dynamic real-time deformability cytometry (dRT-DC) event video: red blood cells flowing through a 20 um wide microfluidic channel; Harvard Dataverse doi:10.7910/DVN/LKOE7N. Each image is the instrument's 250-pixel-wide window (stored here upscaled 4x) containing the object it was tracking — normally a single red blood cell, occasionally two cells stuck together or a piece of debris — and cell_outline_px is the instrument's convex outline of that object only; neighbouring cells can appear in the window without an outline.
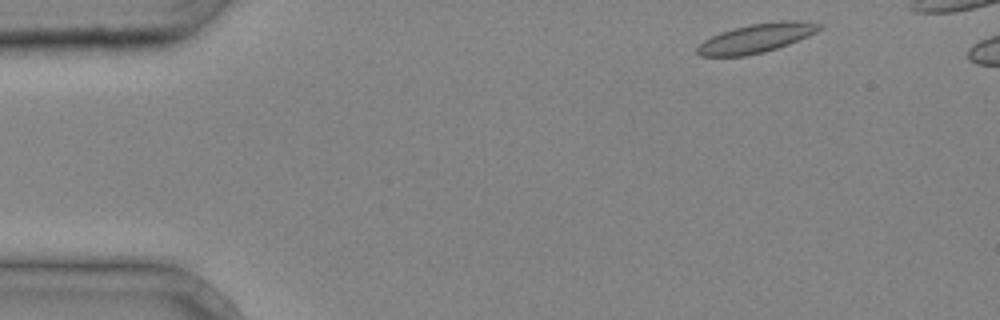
{"species": "common noctule bat (a hibernating species)", "species_latin": "Nyctalus noctula", "temperature_condition": "cold", "stored_images_in_passage": 33, "camera_frame_rate_fps": 3000, "um_per_image_px": 0.085, "animal": {"sex": "male", "body_mass_g": 20.4}, "frame": {"image": 1, "passage_image": 2, "time_ms": 0.333, "image_size_px": [1000, 320], "cell_outline_px": [[824, 28], [808, 36], [788, 44], [764, 52], [744, 56], [700, 56], [696, 52], [696, 48], [704, 40], [720, 32], [732, 28], [752, 24], [776, 20], [808, 20], [824, 24]], "centroid_in_image_um": [64.35, 3.21], "position_along_channel_um": 20.6, "area_um2": 20.92}}
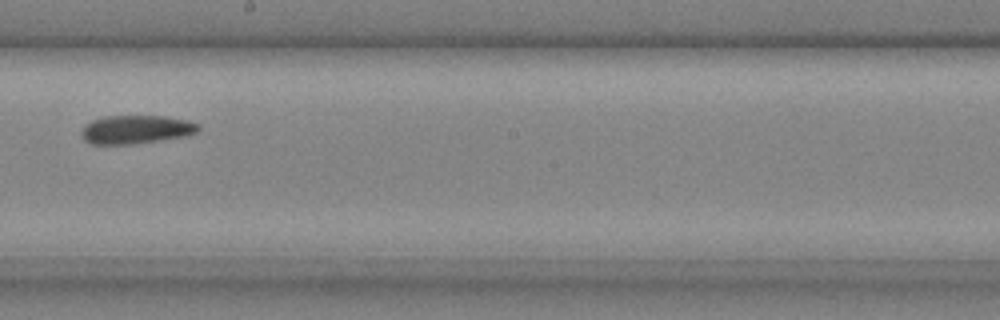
{"frame": {"image": 2, "passage_image": 21, "time_ms": 6.667, "image_size_px": [1000, 320], "cell_outline_px": [[200, 128], [196, 132], [184, 136], [160, 140], [132, 144], [88, 144], [84, 140], [80, 132], [84, 124], [92, 120], [104, 116], [164, 116], [184, 120], [196, 124]], "centroid_in_image_um": [11.47, 11.01], "position_along_channel_um": 236.7, "area_um2": 19.31}}
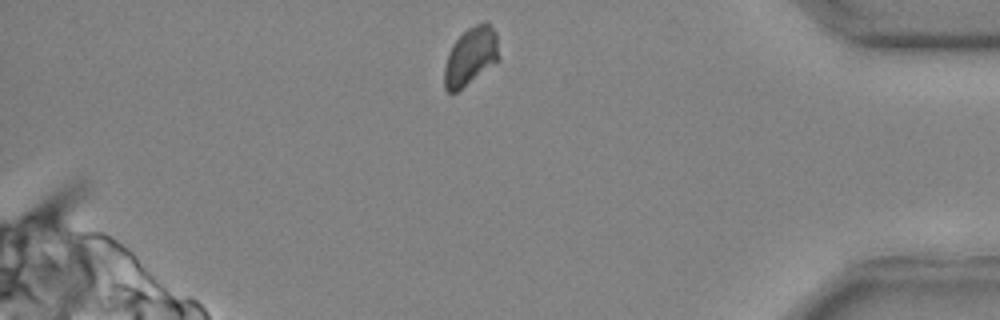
{"frame": {"image": 3, "passage_image": 33, "time_ms": 10.667, "image_size_px": [1000, 320], "cell_outline_px": [[500, 60], [456, 92], [448, 92], [444, 88], [444, 68], [448, 52], [452, 44], [468, 28], [484, 20], [488, 20], [496, 32], [500, 56]], "centroid_in_image_um": [40.03, 4.75], "position_along_channel_um": 395.2, "area_um2": 18.67}}